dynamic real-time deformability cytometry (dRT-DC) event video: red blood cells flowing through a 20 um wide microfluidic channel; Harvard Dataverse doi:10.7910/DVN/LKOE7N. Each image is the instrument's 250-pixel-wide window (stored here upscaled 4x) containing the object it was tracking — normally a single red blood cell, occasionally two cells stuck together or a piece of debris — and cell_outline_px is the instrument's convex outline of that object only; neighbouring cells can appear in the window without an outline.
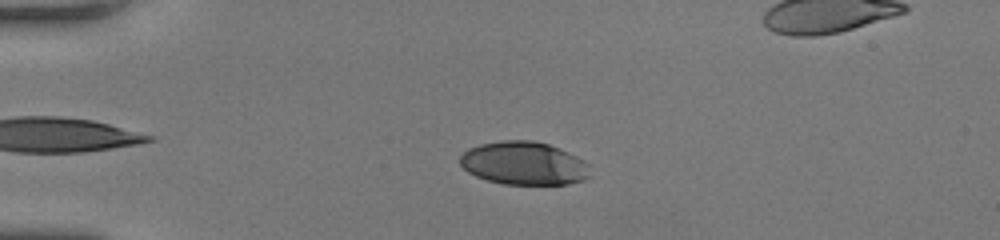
{"species": "human", "species_latin": "Homo sapiens", "temperature_condition": "room temperature", "stored_images_in_passage": 49, "segment_of_instrument_passage": [1, 2], "camera_frame_rate_fps": 3000, "um_per_image_px": 0.085, "donor": {"sex": "female"}, "frame": {"image": 1, "passage_image": 10, "time_ms": 3.0, "image_size_px": [1000, 240], "cell_outline_px": [[588, 176], [584, 180], [568, 184], [504, 184], [488, 180], [476, 176], [468, 172], [460, 164], [460, 156], [468, 148], [480, 144], [504, 140], [532, 140], [548, 144], [560, 148], [576, 156], [588, 164]], "centroid_in_image_um": [44.51, 13.87], "position_along_channel_um": 40.5, "area_um2": 32.6}}
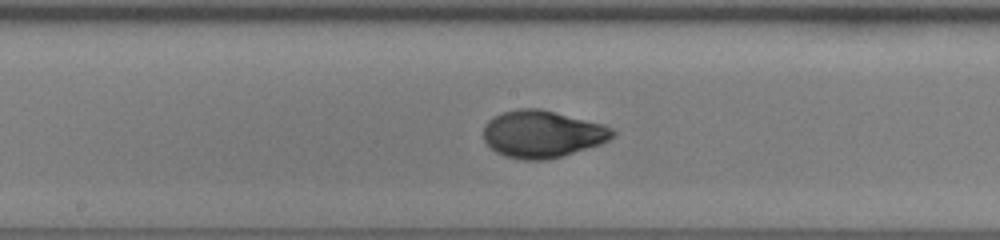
{"frame": {"image": 2, "passage_image": 25, "time_ms": 8.0, "image_size_px": [1000, 240], "cell_outline_px": [[616, 132], [608, 140], [600, 144], [560, 156], [544, 160], [524, 160], [504, 156], [496, 152], [484, 140], [484, 124], [492, 116], [504, 112], [520, 108], [540, 108], [604, 124], [612, 128]], "centroid_in_image_um": [46.07, 11.38], "position_along_channel_um": 202.1, "area_um2": 35.37}}
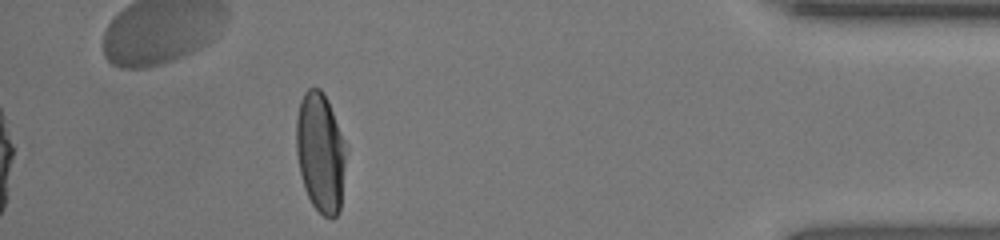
{"frame": {"image": 3, "passage_image": 43, "time_ms": 14.0, "image_size_px": [1000, 240], "cell_outline_px": [[348, 148], [340, 212], [336, 216], [324, 216], [312, 204], [304, 188], [300, 172], [296, 152], [296, 116], [300, 100], [304, 92], [308, 88], [320, 88], [332, 112]], "centroid_in_image_um": [27.25, 12.97], "position_along_channel_um": 408.0, "area_um2": 34.91}}